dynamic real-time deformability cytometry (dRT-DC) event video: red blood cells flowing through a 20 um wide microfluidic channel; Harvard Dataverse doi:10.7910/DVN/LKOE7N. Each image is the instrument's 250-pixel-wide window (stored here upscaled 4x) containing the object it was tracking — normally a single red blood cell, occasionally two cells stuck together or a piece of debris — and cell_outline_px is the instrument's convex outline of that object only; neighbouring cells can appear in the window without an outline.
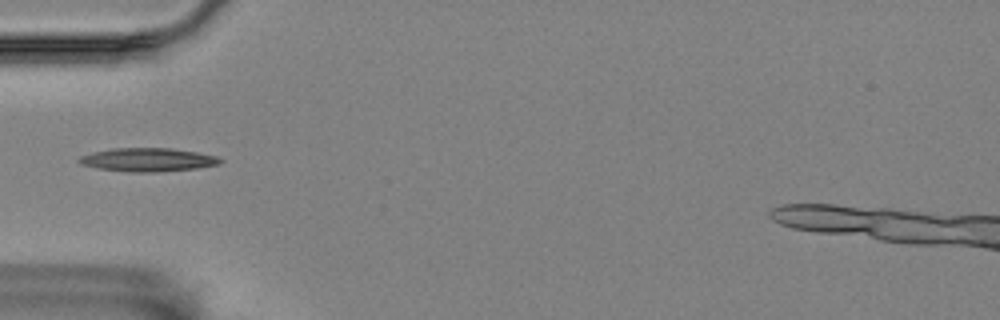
{"species": "Egyptian fruit bat (a non-hibernating species)", "species_latin": "Rousettus aegyptiacus", "temperature_condition": "room temperature", "stored_images_in_passage": 2, "camera_frame_rate_fps": 3000, "um_per_image_px": 0.085, "animal": {"sex": "female"}, "frame": {"image": 1, "passage_image": 2, "time_ms": 0.333, "image_size_px": [1000, 320], "cell_outline_px": [[224, 160], [220, 164], [196, 168], [156, 172], [132, 172], [100, 168], [80, 164], [76, 160], [80, 156], [92, 152], [112, 148], [172, 148], [196, 152], [216, 156]], "centroid_in_image_um": [12.56, 13.57], "position_along_channel_um": 72.4, "area_um2": 19.25}}